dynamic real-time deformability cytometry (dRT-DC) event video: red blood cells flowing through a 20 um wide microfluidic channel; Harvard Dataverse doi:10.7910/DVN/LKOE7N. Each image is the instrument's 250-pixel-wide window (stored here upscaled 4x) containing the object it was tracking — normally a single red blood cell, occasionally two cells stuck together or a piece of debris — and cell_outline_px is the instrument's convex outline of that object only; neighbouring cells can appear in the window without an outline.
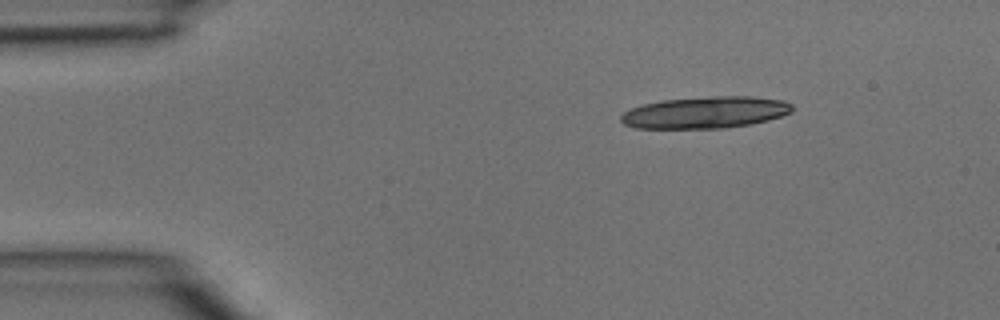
{"species": "common noctule bat (a hibernating species)", "species_latin": "Nyctalus noctula", "temperature_condition": "room temperature", "stored_images_in_passage": 2, "camera_frame_rate_fps": 3000, "um_per_image_px": 0.085, "animal": {"sex": "male", "body_mass_g": 15.6}, "frame": {"image": 1, "passage_image": 2, "time_ms": 0.333, "image_size_px": [1000, 320], "cell_outline_px": [[792, 112], [768, 120], [748, 124], [724, 128], [636, 128], [624, 124], [620, 120], [620, 116], [624, 112], [632, 108], [644, 104], [660, 100], [712, 96], [752, 96], [784, 100], [792, 104]], "centroid_in_image_um": [59.96, 9.55], "position_along_channel_um": 25.0, "area_um2": 31.67}}